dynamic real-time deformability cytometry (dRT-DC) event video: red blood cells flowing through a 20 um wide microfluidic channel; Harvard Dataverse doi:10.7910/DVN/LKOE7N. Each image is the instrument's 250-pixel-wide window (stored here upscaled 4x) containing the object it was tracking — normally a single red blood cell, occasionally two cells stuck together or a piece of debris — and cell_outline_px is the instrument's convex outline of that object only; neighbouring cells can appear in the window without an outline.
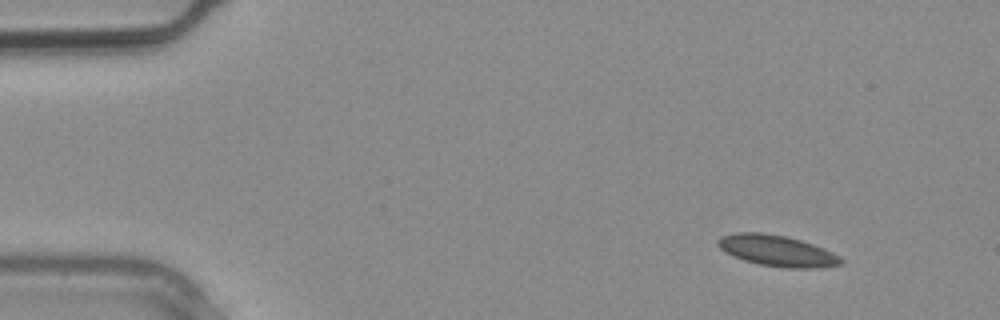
{"species": "common noctule bat (a hibernating species)", "species_latin": "Nyctalus noctula", "temperature_condition": "warm", "stored_images_in_passage": 3, "camera_frame_rate_fps": 3000, "um_per_image_px": 0.085, "animal": {"sex": "male", "body_mass_g": 20.4}, "frame": {"image": 1, "passage_image": 1, "time_ms": 0.0, "image_size_px": [1000, 320], "cell_outline_px": [[844, 264], [816, 268], [784, 268], [760, 264], [744, 260], [720, 248], [716, 244], [716, 240], [720, 236], [736, 232], [760, 232], [784, 236], [800, 240], [812, 244], [832, 252], [840, 256], [844, 260]], "centroid_in_image_um": [66.06, 21.31], "position_along_channel_um": 18.9, "area_um2": 22.14}}